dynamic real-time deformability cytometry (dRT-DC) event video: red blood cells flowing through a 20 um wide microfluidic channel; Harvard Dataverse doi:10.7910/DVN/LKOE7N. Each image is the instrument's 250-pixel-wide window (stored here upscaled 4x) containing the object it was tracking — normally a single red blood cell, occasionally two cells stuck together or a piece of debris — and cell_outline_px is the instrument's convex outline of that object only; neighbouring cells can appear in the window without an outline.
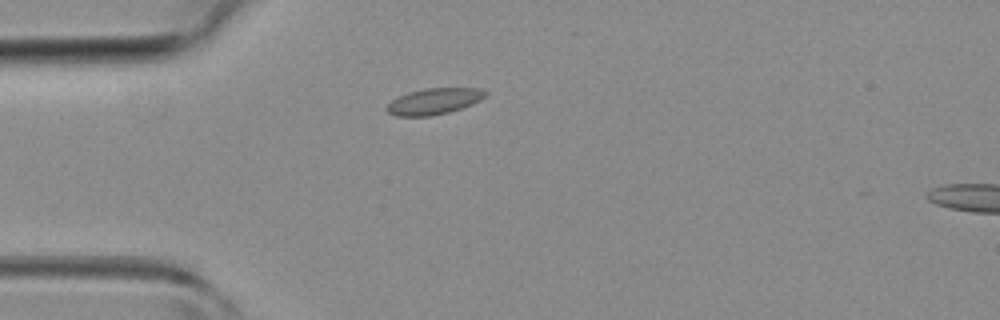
{"species": "common noctule bat (a hibernating species)", "species_latin": "Nyctalus noctula", "temperature_condition": "room temperature", "stored_images_in_passage": 24, "camera_frame_rate_fps": 3000, "um_per_image_px": 0.085, "animal": {"sex": "female", "body_mass_g": 19.3, "forearm_length_mm": 54.1}, "frame": {"image": 1, "passage_image": 1, "time_ms": 0.0, "image_size_px": [1000, 320], "cell_outline_px": [[488, 92], [480, 100], [472, 104], [448, 112], [428, 116], [396, 116], [388, 112], [384, 108], [392, 100], [408, 92], [424, 88], [480, 88]], "centroid_in_image_um": [36.87, 8.6], "position_along_channel_um": 48.1, "area_um2": 14.91}}
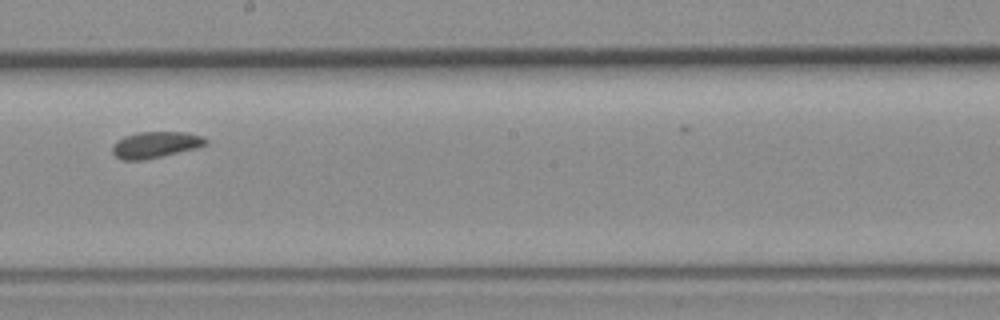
{"frame": {"image": 2, "passage_image": 14, "time_ms": 4.333, "image_size_px": [1000, 320], "cell_outline_px": [[208, 144], [196, 148], [144, 160], [124, 160], [116, 156], [112, 152], [112, 144], [116, 140], [124, 136], [136, 132], [188, 132], [204, 136], [208, 140]], "centroid_in_image_um": [13.22, 12.29], "position_along_channel_um": 235.0, "area_um2": 14.45}}
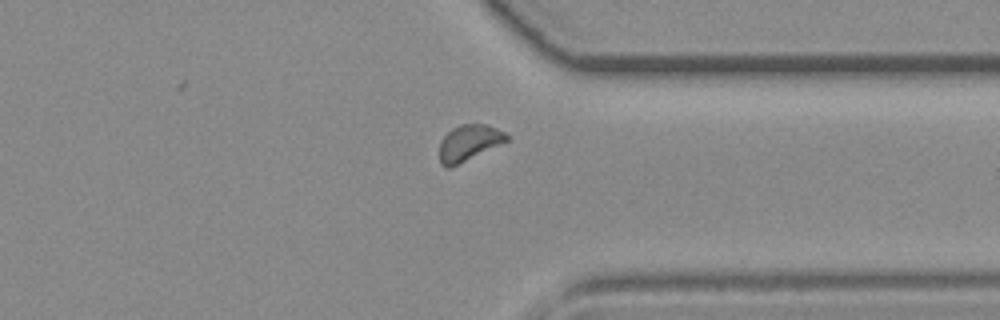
{"frame": {"image": 3, "passage_image": 23, "time_ms": 7.333, "image_size_px": [1000, 320], "cell_outline_px": [[512, 136], [508, 140], [448, 168], [440, 164], [440, 140], [452, 128], [460, 124], [488, 124]], "centroid_in_image_um": [39.86, 12.1], "position_along_channel_um": 371.5, "area_um2": 13.81}}